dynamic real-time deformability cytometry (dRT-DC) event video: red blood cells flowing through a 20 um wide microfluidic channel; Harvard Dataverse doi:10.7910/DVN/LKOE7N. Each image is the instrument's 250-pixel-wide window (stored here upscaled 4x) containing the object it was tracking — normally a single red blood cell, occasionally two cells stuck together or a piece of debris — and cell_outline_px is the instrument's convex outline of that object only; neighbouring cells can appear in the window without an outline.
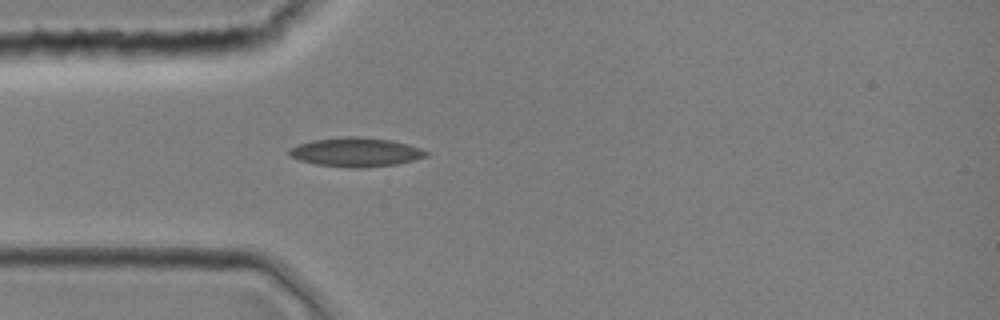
{"species": "common noctule bat (a hibernating species)", "species_latin": "Nyctalus noctula", "temperature_condition": "room temperature", "stored_images_in_passage": 2, "camera_frame_rate_fps": 3000, "um_per_image_px": 0.085, "animal": {"sex": "female", "body_mass_g": 19.0, "forearm_length_mm": 51.5}, "frame": {"image": 1, "passage_image": 1, "time_ms": 0.0, "image_size_px": [1000, 320], "cell_outline_px": [[428, 156], [396, 164], [360, 168], [348, 168], [316, 164], [300, 160], [288, 156], [288, 148], [296, 144], [312, 140], [340, 136], [356, 136], [392, 140], [408, 144], [420, 148], [428, 152]], "centroid_in_image_um": [30.19, 12.92], "position_along_channel_um": 54.8, "area_um2": 23.41}}